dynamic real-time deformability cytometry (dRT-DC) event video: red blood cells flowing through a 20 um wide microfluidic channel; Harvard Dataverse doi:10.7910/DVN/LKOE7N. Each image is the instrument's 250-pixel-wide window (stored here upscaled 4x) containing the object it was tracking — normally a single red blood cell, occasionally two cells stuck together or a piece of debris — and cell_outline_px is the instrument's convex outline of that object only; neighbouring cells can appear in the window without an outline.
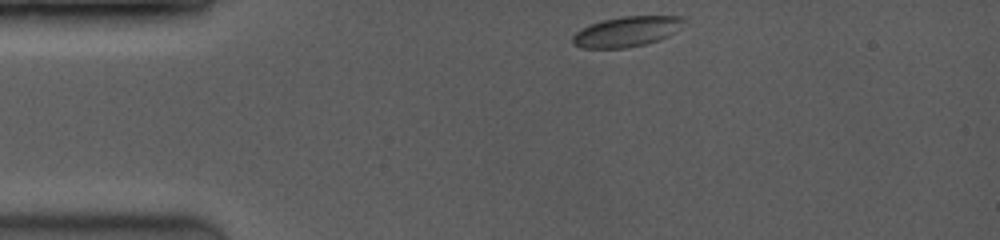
{"species": "common noctule bat (a hibernating species)", "species_latin": "Nyctalus noctula", "temperature_condition": "room temperature", "stored_images_in_passage": 14, "camera_frame_rate_fps": 3500, "um_per_image_px": 0.085, "animal": {"sex": "female", "body_mass_g": 19.0, "forearm_length_mm": 53.3}, "frame": {"image": 1, "passage_image": 1, "time_ms": 0.0, "image_size_px": [1000, 240], "cell_outline_px": [[688, 20], [668, 36], [660, 40], [628, 48], [584, 48], [572, 44], [572, 36], [576, 32], [592, 24], [604, 20], [624, 16], [680, 16]], "centroid_in_image_um": [53.29, 2.69], "position_along_channel_um": 31.7, "area_um2": 19.42}}